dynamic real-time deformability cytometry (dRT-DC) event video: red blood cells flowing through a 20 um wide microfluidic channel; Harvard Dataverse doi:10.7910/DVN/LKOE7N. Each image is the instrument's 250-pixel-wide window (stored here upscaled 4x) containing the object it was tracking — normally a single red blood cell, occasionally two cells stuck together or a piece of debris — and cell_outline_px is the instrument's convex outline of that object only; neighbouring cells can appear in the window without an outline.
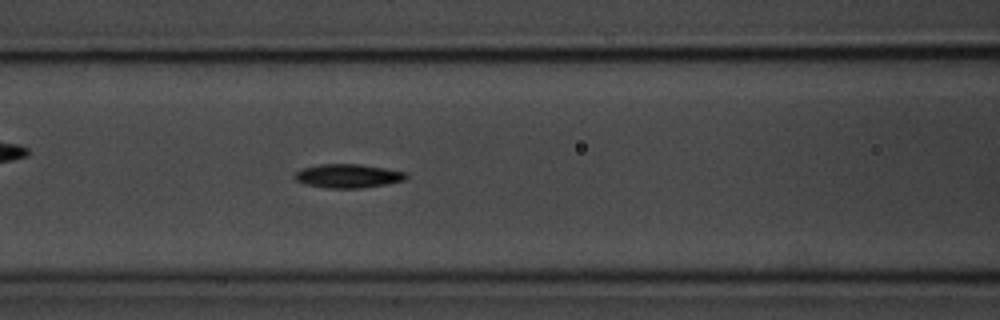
{"species": "common noctule bat (a hibernating species)", "species_latin": "Nyctalus noctula", "temperature_condition": "room temperature", "stored_images_in_passage": 49, "camera_frame_rate_fps": 3000, "um_per_image_px": 0.085, "animal": {"sex": "male", "body_mass_g": 20.1, "forearm_length_mm": 53.5}, "frame": {"image": 1, "passage_image": 17, "time_ms": 5.333, "image_size_px": [1000, 320], "cell_outline_px": [[408, 176], [404, 180], [388, 184], [360, 188], [324, 188], [304, 184], [296, 180], [292, 176], [300, 168], [320, 164], [360, 164], [384, 168], [404, 172]], "centroid_in_image_um": [29.52, 14.96], "position_along_channel_um": 137.1, "area_um2": 15.55}}
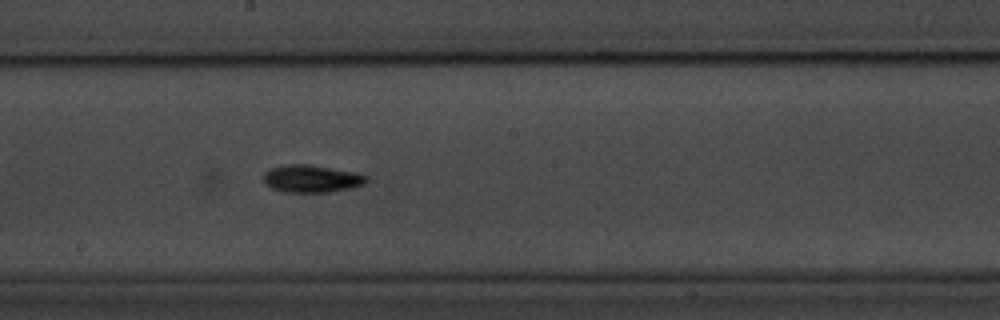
{"frame": {"image": 2, "passage_image": 24, "time_ms": 7.667, "image_size_px": [1000, 320], "cell_outline_px": [[368, 180], [364, 184], [352, 188], [328, 192], [284, 192], [272, 188], [264, 184], [264, 172], [272, 168], [288, 164], [308, 164], [360, 172], [368, 176]], "centroid_in_image_um": [26.53, 15.18], "position_along_channel_um": 221.7, "area_um2": 16.7}}
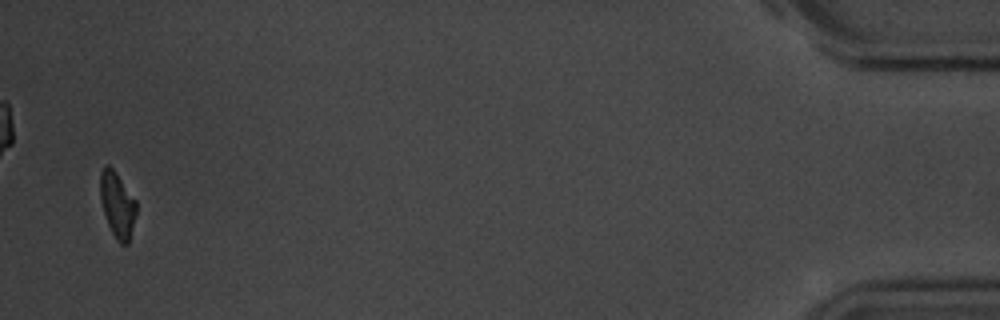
{"frame": {"image": 3, "passage_image": 48, "time_ms": 15.667, "image_size_px": [1000, 320], "cell_outline_px": [[136, 212], [128, 244], [120, 244], [116, 240], [108, 224], [100, 200], [100, 172], [108, 164], [116, 172], [136, 200]], "centroid_in_image_um": [9.97, 17.4], "position_along_channel_um": 425.2, "area_um2": 13.64}, "authors_computed_cell_mechanics": {"area_um2": 14.739, "velocity_mm_per_s": 3.6319, "shape_relaxation_time_tau1_ms": 2.1962, "shape_relaxation_time_tau2_ms": null, "deformation_change_tau1": 0.1167, "deformation_change_tau2": null}}